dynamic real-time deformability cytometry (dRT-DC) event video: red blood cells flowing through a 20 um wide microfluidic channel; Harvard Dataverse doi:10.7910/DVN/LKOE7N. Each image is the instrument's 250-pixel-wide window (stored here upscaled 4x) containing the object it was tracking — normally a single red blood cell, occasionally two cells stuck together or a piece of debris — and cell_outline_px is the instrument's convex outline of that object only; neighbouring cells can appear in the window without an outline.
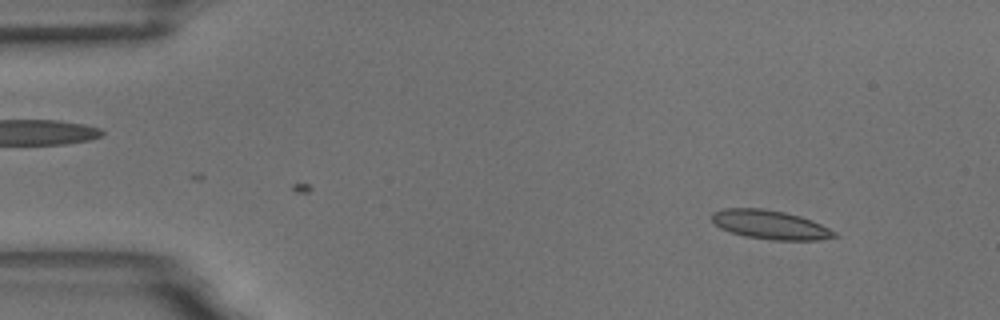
{"species": "common noctule bat (a hibernating species)", "species_latin": "Nyctalus noctula", "temperature_condition": "room temperature", "stored_images_in_passage": 55, "camera_frame_rate_fps": 3000, "um_per_image_px": 0.085, "animal": {"sex": "male", "body_mass_g": 18.8}, "frame": {"image": 1, "passage_image": 3, "time_ms": 0.667, "image_size_px": [1000, 320], "cell_outline_px": [[840, 236], [816, 240], [772, 240], [744, 236], [720, 228], [708, 216], [712, 212], [720, 208], [760, 208], [784, 212], [800, 216], [812, 220], [836, 232]], "centroid_in_image_um": [65.43, 19.09], "position_along_channel_um": 19.6, "area_um2": 20.75}}
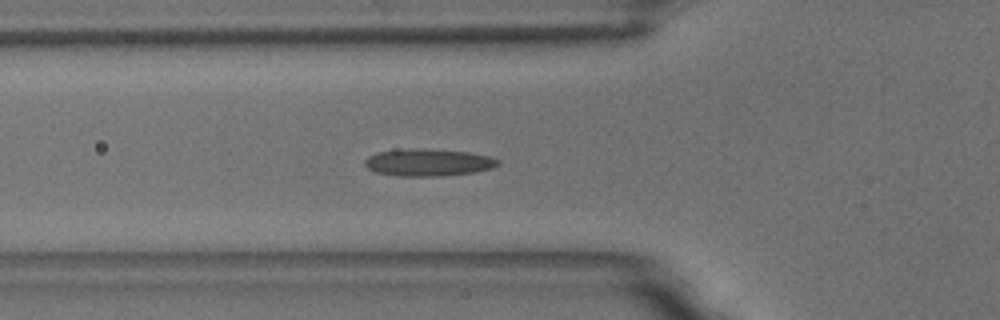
{"frame": {"image": 2, "passage_image": 17, "time_ms": 5.333, "image_size_px": [1000, 320], "cell_outline_px": [[500, 164], [492, 168], [476, 172], [444, 176], [396, 176], [376, 172], [368, 168], [364, 164], [364, 160], [368, 156], [380, 152], [412, 148], [428, 148], [468, 152], [488, 156], [500, 160]], "centroid_in_image_um": [36.42, 13.81], "position_along_channel_um": 89.4, "area_um2": 21.27}}
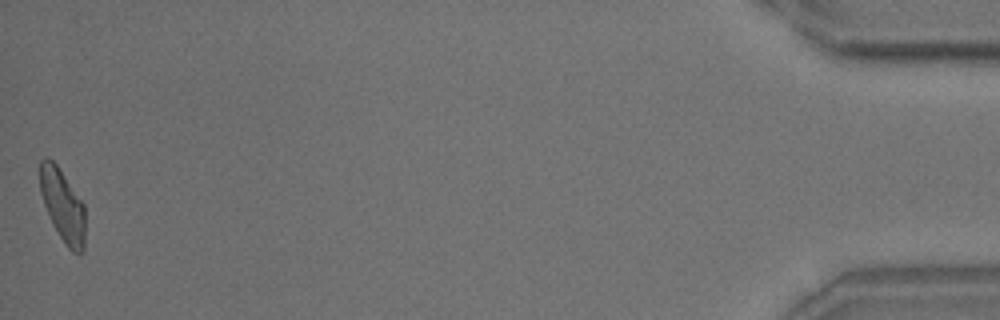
{"frame": {"image": 3, "passage_image": 55, "time_ms": 18.0, "image_size_px": [1000, 320], "cell_outline_px": [[84, 252], [72, 252], [68, 248], [52, 224], [44, 204], [40, 192], [40, 160], [44, 156], [48, 156], [56, 164], [84, 204]], "centroid_in_image_um": [5.31, 17.44], "position_along_channel_um": 429.9, "area_um2": 18.9}, "authors_computed_cell_mechanics": {"area_um2": 19.8832, "velocity_mm_per_s": 3.439, "shape_relaxation_time_tau1_ms": null, "shape_relaxation_time_tau2_ms": 1.3818, "deformation_change_tau1": null, "deformation_change_tau2": 0.0979}}